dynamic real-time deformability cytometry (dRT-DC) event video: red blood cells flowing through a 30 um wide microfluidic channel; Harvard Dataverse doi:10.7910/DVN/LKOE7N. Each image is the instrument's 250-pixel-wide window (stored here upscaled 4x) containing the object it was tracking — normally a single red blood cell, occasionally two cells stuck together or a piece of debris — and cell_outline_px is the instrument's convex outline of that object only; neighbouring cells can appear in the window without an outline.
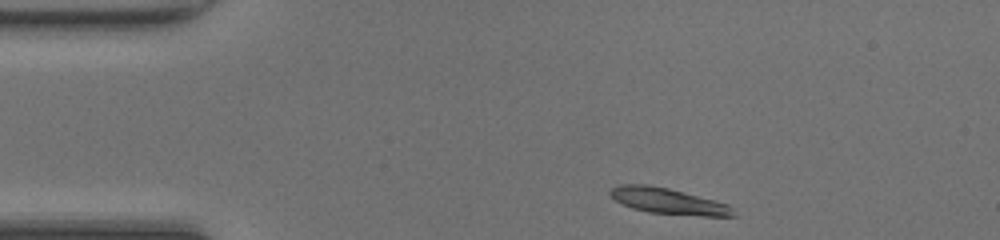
{"species": "common noctule bat (a hibernating species)", "species_latin": "Nyctalus noctula", "temperature_condition": "room temperature", "stored_images_in_passage": 41, "camera_frame_rate_fps": 3000, "um_per_image_px": 0.085, "animal": {"sex": "female", "body_mass_g": 20.0, "forearm_length_mm": 54.0}, "frame": {"image": 1, "passage_image": 1, "time_ms": 0.0, "image_size_px": [1000, 240], "cell_outline_px": [[736, 216], [700, 216], [648, 212], [632, 208], [616, 200], [608, 192], [612, 188], [620, 184], [648, 184], [668, 188], [728, 204], [732, 208]], "centroid_in_image_um": [56.79, 17.09], "position_along_channel_um": 28.2, "area_um2": 18.38}}
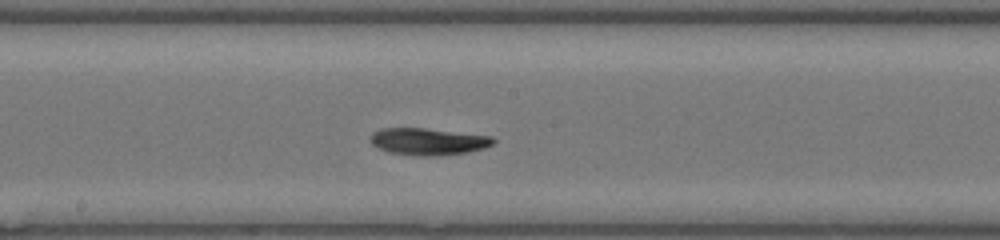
{"frame": {"image": 2, "passage_image": 18, "time_ms": 5.667, "image_size_px": [1000, 240], "cell_outline_px": [[496, 140], [492, 144], [484, 148], [468, 152], [440, 156], [420, 156], [388, 152], [372, 144], [368, 140], [368, 136], [372, 132], [380, 128], [424, 128], [492, 136]], "centroid_in_image_um": [36.36, 12.03], "position_along_channel_um": 211.8, "area_um2": 19.48}}
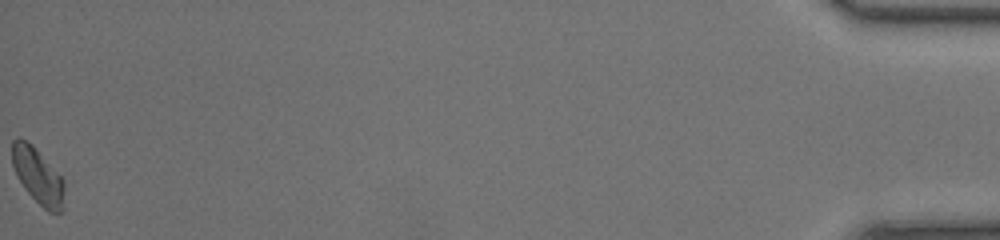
{"frame": {"image": 3, "passage_image": 41, "time_ms": 13.333, "image_size_px": [1000, 240], "cell_outline_px": [[64, 212], [48, 212], [24, 188], [12, 164], [12, 140], [20, 136], [32, 144], [36, 148], [64, 180]], "centroid_in_image_um": [3.24, 14.94], "position_along_channel_um": 432.0, "area_um2": 16.94}, "authors_computed_cell_mechanics": {"area_um2": 18.3804, "velocity_mm_per_s": 4.2727, "shape_relaxation_time_tau1_ms": 2.8529, "shape_relaxation_time_tau2_ms": null, "deformation_change_tau1": 0.1589, "deformation_change_tau2": null}}